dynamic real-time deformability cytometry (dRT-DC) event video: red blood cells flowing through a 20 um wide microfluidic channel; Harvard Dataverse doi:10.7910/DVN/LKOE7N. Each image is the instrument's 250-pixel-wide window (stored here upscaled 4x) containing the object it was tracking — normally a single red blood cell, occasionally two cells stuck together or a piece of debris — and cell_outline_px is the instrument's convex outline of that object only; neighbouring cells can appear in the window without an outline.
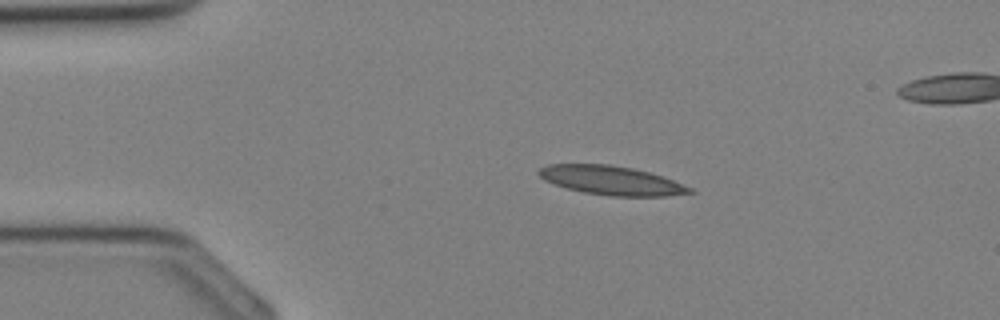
{"species": "Egyptian fruit bat (a non-hibernating species)", "species_latin": "Rousettus aegyptiacus", "temperature_condition": "cold", "stored_images_in_passage": 35, "segment_of_instrument_passage": [1, 2], "camera_frame_rate_fps": 3000, "um_per_image_px": 0.085, "animal": {"sex": "female"}, "frame": {"image": 1, "passage_image": 6, "time_ms": 1.667, "image_size_px": [1000, 320], "cell_outline_px": [[696, 192], [668, 196], [608, 196], [584, 192], [568, 188], [544, 180], [536, 172], [540, 168], [548, 164], [608, 164], [632, 168], [664, 176], [692, 188]], "centroid_in_image_um": [51.99, 15.33], "position_along_channel_um": 33.0, "area_um2": 25.43}}
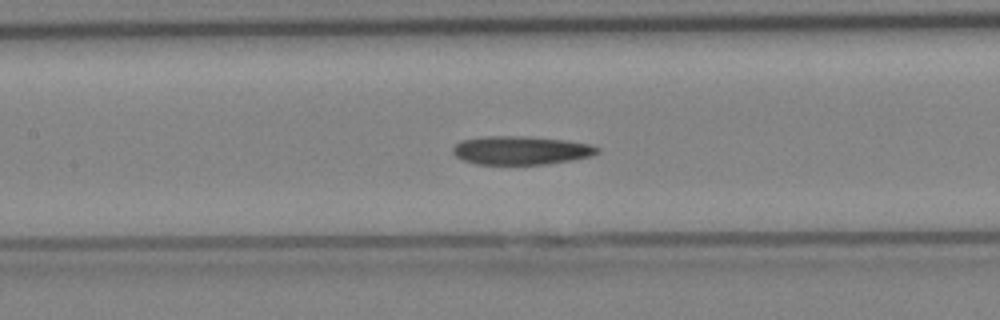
{"frame": {"image": 2, "passage_image": 15, "time_ms": 4.667, "image_size_px": [1000, 320], "cell_outline_px": [[600, 152], [592, 156], [572, 160], [548, 164], [476, 164], [464, 160], [456, 156], [452, 152], [452, 148], [460, 140], [484, 136], [524, 136], [564, 140], [592, 144], [600, 148]], "centroid_in_image_um": [44.3, 12.77], "position_along_channel_um": 163.1, "area_um2": 24.16}}
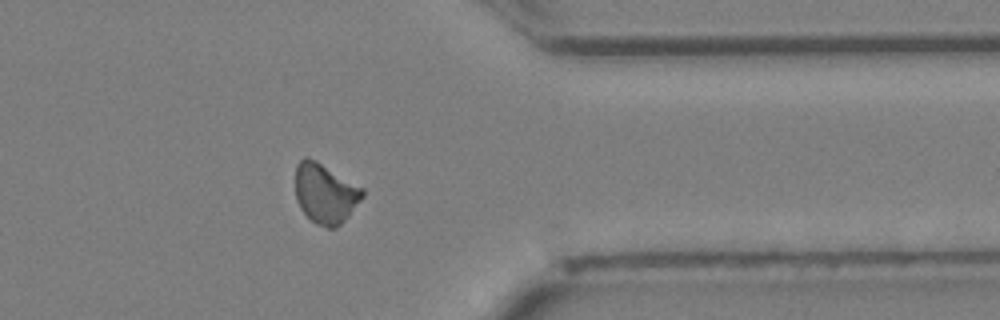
{"frame": {"image": 3, "passage_image": 27, "time_ms": 8.667, "image_size_px": [1000, 320], "cell_outline_px": [[364, 196], [348, 216], [336, 228], [328, 228], [316, 224], [300, 208], [296, 200], [296, 164], [304, 156], [316, 160], [364, 188]], "centroid_in_image_um": [27.65, 16.43], "position_along_channel_um": 383.8, "area_um2": 23.41}}